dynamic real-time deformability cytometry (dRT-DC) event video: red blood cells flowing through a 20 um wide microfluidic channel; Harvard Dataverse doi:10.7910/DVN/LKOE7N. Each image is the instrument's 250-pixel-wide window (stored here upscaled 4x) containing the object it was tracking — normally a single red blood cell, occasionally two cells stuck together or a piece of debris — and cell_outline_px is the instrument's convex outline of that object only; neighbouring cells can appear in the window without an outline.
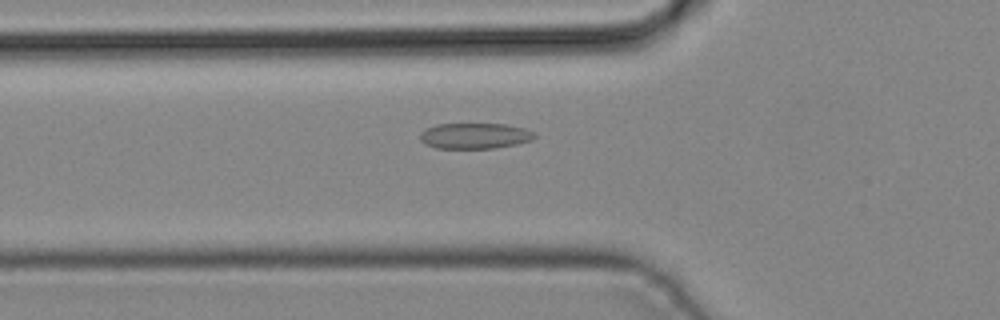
{"species": "common noctule bat (a hibernating species)", "species_latin": "Nyctalus noctula", "temperature_condition": "cold", "stored_images_in_passage": 32, "camera_frame_rate_fps": 3000, "um_per_image_px": 0.085, "animal": {"sex": "male", "body_mass_g": 19.2, "forearm_length_mm": 51.8}, "frame": {"image": 1, "passage_image": 8, "time_ms": 2.333, "image_size_px": [1000, 320], "cell_outline_px": [[536, 136], [532, 140], [516, 144], [496, 148], [436, 148], [424, 144], [420, 140], [420, 132], [436, 124], [504, 124], [524, 128], [532, 132]], "centroid_in_image_um": [40.33, 11.55], "position_along_channel_um": 85.5, "area_um2": 17.11}}
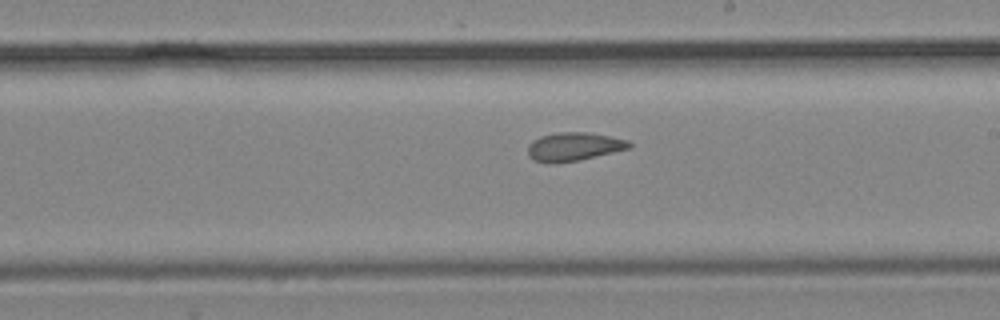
{"frame": {"image": 2, "passage_image": 18, "time_ms": 5.667, "image_size_px": [1000, 320], "cell_outline_px": [[632, 148], [580, 160], [556, 164], [552, 164], [536, 160], [528, 156], [528, 144], [532, 140], [540, 136], [560, 132], [588, 132], [628, 140], [632, 144]], "centroid_in_image_um": [48.78, 12.47], "position_along_channel_um": 240.2, "area_um2": 16.99}}
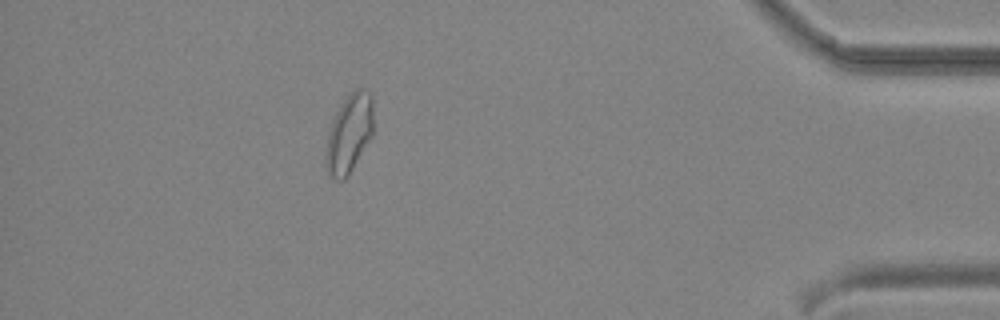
{"frame": {"image": 3, "passage_image": 32, "time_ms": 10.333, "image_size_px": [1000, 320], "cell_outline_px": [[372, 136], [348, 176], [344, 180], [332, 180], [328, 176], [324, 160], [328, 132], [332, 120], [340, 104], [356, 88], [364, 88], [372, 96]], "centroid_in_image_um": [29.65, 11.4], "position_along_channel_um": 405.6, "area_um2": 21.96}}